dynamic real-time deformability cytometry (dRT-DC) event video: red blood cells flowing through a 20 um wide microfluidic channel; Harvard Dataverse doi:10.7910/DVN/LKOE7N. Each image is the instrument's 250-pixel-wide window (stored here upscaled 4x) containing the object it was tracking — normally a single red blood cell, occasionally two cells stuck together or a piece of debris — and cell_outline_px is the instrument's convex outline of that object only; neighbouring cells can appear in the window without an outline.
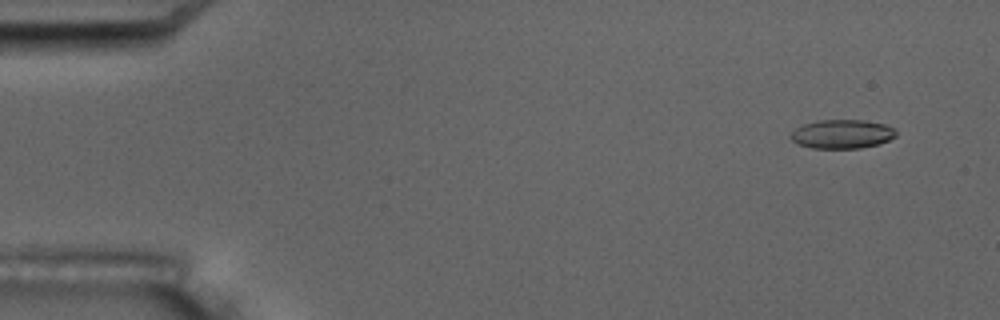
{"species": "common noctule bat (a hibernating species)", "species_latin": "Nyctalus noctula", "temperature_condition": "room temperature", "stored_images_in_passage": 5, "camera_frame_rate_fps": 3000, "um_per_image_px": 0.085, "animal": {"sex": "male", "body_mass_g": 17.5, "forearm_length_mm": 52.3}, "frame": {"image": 1, "passage_image": 1, "time_ms": 0.0, "image_size_px": [1000, 320], "cell_outline_px": [[896, 136], [880, 144], [860, 148], [812, 148], [800, 144], [792, 140], [788, 136], [796, 128], [804, 124], [816, 120], [864, 120], [884, 124], [892, 128], [896, 132]], "centroid_in_image_um": [71.57, 11.39], "position_along_channel_um": 13.4, "area_um2": 17.69}}
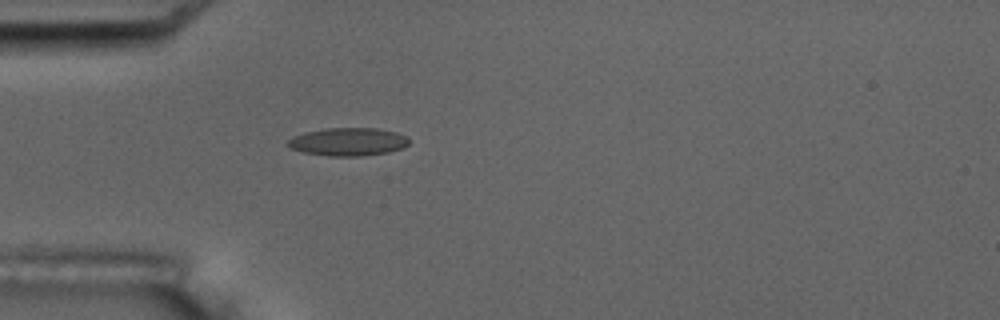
{"frame": {"image": 2, "passage_image": 5, "time_ms": 4.333, "image_size_px": [1000, 320], "cell_outline_px": [[408, 144], [404, 148], [388, 152], [356, 156], [328, 156], [304, 152], [292, 148], [288, 144], [288, 140], [292, 136], [304, 132], [328, 128], [376, 128], [396, 132], [408, 136]], "centroid_in_image_um": [29.61, 12.04], "position_along_channel_um": 55.4, "area_um2": 19.71}}